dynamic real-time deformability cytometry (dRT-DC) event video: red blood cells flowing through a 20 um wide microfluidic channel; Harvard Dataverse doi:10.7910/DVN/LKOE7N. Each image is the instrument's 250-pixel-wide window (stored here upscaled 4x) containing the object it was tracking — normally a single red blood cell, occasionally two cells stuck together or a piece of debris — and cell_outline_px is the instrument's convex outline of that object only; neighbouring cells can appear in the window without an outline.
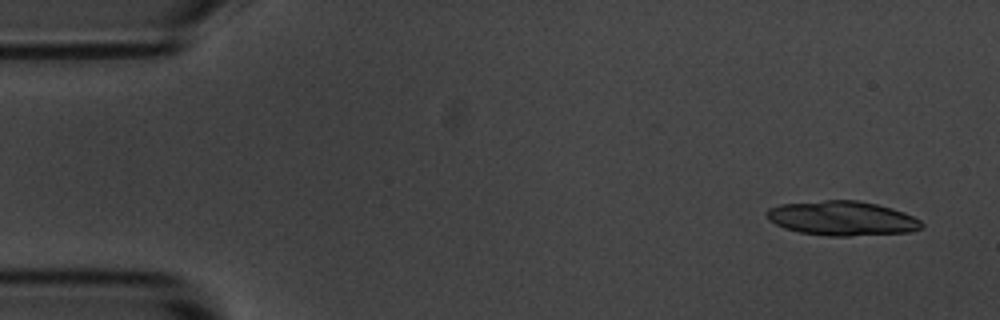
{"species": "common noctule bat (a hibernating species)", "species_latin": "Nyctalus noctula", "temperature_condition": "room temperature", "stored_images_in_passage": 4, "camera_frame_rate_fps": 3000, "um_per_image_px": 0.085, "animal": {"sex": "male", "body_mass_g": 20.1, "forearm_length_mm": 53.5}, "frame": {"image": 1, "passage_image": 1, "time_ms": 0.0, "image_size_px": [1000, 320], "cell_outline_px": [[924, 228], [912, 232], [848, 236], [828, 236], [800, 232], [784, 228], [768, 220], [764, 212], [768, 208], [780, 204], [824, 200], [856, 200], [876, 204], [892, 208], [904, 212], [920, 220], [924, 224]], "centroid_in_image_um": [71.58, 18.56], "position_along_channel_um": 13.4, "area_um2": 31.33}}